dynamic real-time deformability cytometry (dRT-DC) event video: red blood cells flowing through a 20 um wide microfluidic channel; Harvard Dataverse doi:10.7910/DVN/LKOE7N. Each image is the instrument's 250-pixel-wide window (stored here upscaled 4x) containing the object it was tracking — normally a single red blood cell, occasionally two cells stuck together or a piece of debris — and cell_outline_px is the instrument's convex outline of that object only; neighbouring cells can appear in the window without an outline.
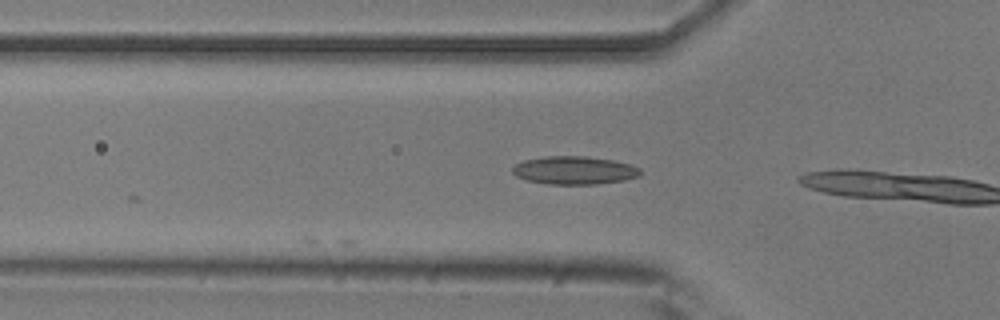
{"species": "common noctule bat (a hibernating species)", "species_latin": "Nyctalus noctula", "temperature_condition": "room temperature", "stored_images_in_passage": 13, "camera_frame_rate_fps": 3000, "um_per_image_px": 0.085, "animal": {"sex": "male", "body_mass_g": 20.5, "forearm_length_mm": 52.5}, "frame": {"image": 1, "passage_image": 13, "time_ms": 4.0, "image_size_px": [1000, 320], "cell_outline_px": [[640, 176], [624, 180], [596, 184], [548, 184], [528, 180], [516, 176], [512, 172], [512, 168], [516, 164], [524, 160], [544, 156], [588, 156], [612, 160], [632, 164], [640, 168]], "centroid_in_image_um": [48.83, 14.47], "position_along_channel_um": 77.0, "area_um2": 20.98}}